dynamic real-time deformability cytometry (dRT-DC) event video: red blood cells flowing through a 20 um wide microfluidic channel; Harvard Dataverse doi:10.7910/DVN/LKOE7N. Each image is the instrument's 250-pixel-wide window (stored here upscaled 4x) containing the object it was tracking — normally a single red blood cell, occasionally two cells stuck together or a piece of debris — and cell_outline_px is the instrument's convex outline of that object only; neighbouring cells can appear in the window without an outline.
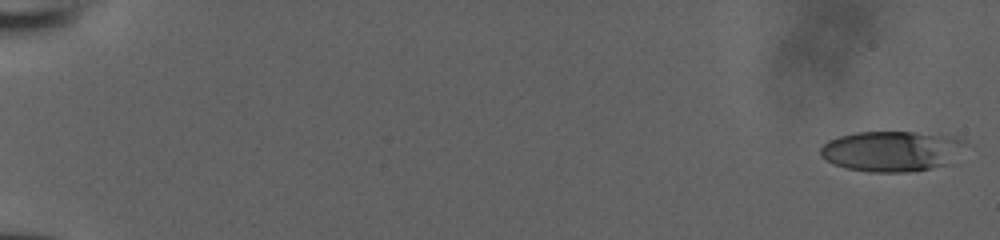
{"species": "human", "species_latin": "Homo sapiens", "temperature_condition": "room temperature", "stored_images_in_passage": 52, "camera_frame_rate_fps": 3000, "um_per_image_px": 0.085, "donor": {"sex": "male"}, "frame": {"image": 1, "passage_image": 1, "time_ms": 0.0, "image_size_px": [1000, 240], "cell_outline_px": [[952, 164], [908, 172], [868, 172], [848, 168], [824, 160], [820, 156], [820, 148], [828, 140], [840, 136], [856, 132], [912, 132], [936, 136], [940, 140]], "centroid_in_image_um": [75.29, 12.9], "position_along_channel_um": 9.7, "area_um2": 31.1}}
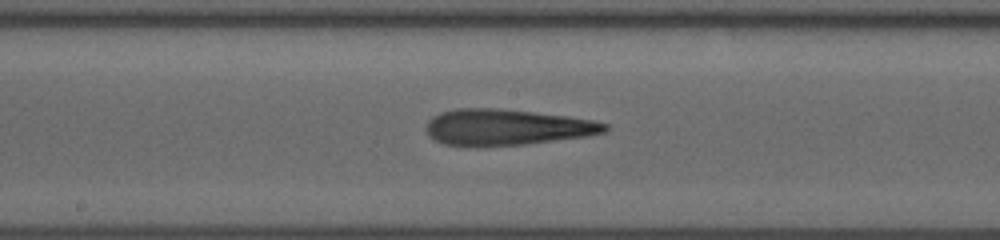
{"frame": {"image": 2, "passage_image": 30, "time_ms": 9.667, "image_size_px": [1000, 240], "cell_outline_px": [[608, 128], [604, 132], [588, 136], [524, 144], [444, 144], [432, 140], [428, 136], [424, 128], [428, 120], [432, 116], [440, 112], [456, 108], [496, 108], [568, 116], [592, 120], [608, 124]], "centroid_in_image_um": [43.03, 10.78], "position_along_channel_um": 205.2, "area_um2": 36.99}}
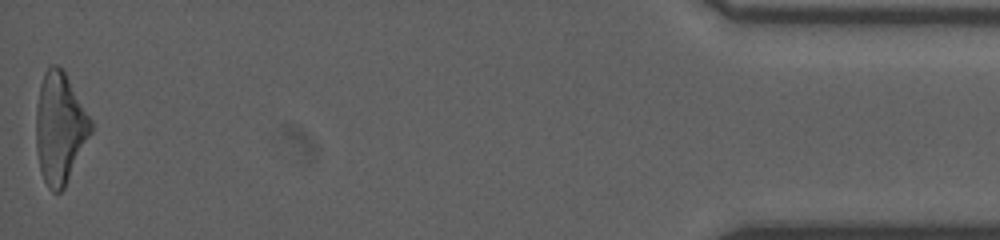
{"frame": {"image": 3, "passage_image": 52, "time_ms": 17.0, "image_size_px": [1000, 240], "cell_outline_px": [[92, 132], [64, 188], [60, 192], [52, 192], [48, 188], [44, 180], [40, 168], [36, 148], [36, 104], [40, 84], [44, 72], [52, 64], [56, 64], [64, 72], [92, 120]], "centroid_in_image_um": [5.07, 10.89], "position_along_channel_um": 430.1, "area_um2": 35.26}}